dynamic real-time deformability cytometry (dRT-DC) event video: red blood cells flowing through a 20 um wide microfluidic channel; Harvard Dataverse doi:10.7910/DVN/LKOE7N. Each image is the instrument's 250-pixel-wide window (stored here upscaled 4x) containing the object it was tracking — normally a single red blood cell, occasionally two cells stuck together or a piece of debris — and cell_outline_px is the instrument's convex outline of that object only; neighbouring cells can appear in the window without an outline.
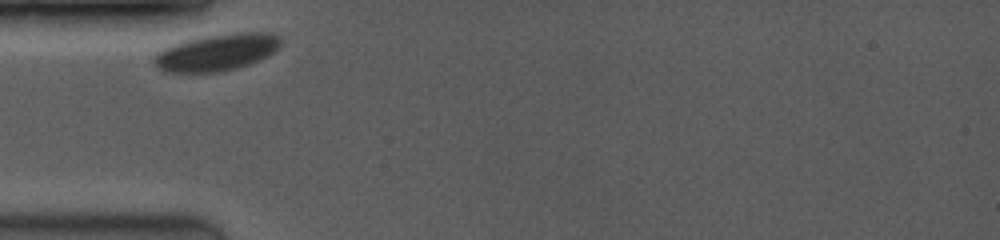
{"species": "common noctule bat (a hibernating species)", "species_latin": "Nyctalus noctula", "temperature_condition": "room temperature", "stored_images_in_passage": 20, "camera_frame_rate_fps": 3500, "um_per_image_px": 0.085, "animal": {"sex": "female", "body_mass_g": 19.0, "forearm_length_mm": 53.3}, "frame": {"image": 1, "passage_image": 1, "time_ms": 0.0, "image_size_px": [1000, 240], "cell_outline_px": [[280, 44], [268, 56], [248, 64], [236, 68], [220, 72], [160, 72], [152, 60], [156, 52], [172, 44], [184, 40], [208, 36], [236, 32], [272, 32], [280, 36]], "centroid_in_image_um": [18.38, 4.45], "position_along_channel_um": 66.6, "area_um2": 27.28}}
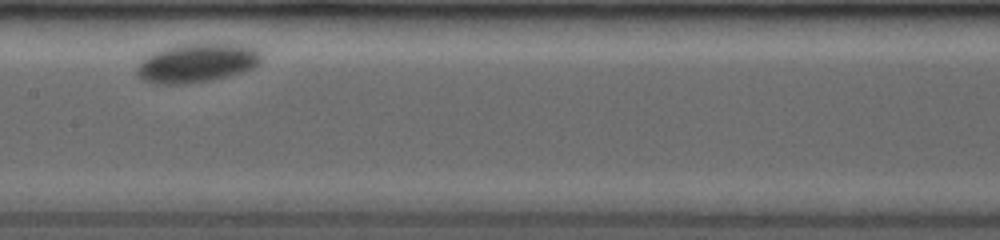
{"frame": {"image": 2, "passage_image": 9, "time_ms": 3.714, "image_size_px": [1000, 240], "cell_outline_px": [[260, 64], [252, 68], [228, 76], [212, 80], [184, 84], [152, 84], [140, 80], [136, 76], [136, 64], [144, 56], [152, 52], [176, 44], [240, 44], [260, 48]], "centroid_in_image_um": [16.67, 5.36], "position_along_channel_um": 190.7, "area_um2": 28.78}}
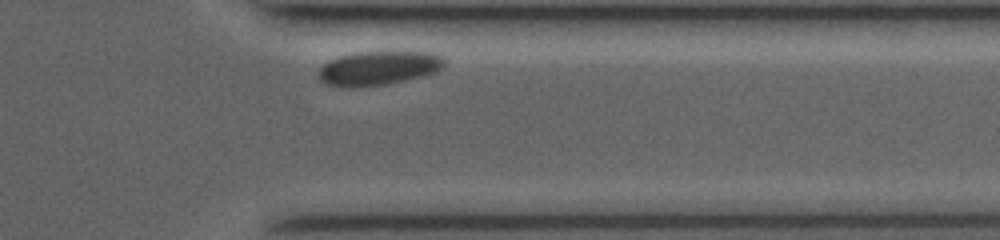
{"frame": {"image": 3, "passage_image": 20, "time_ms": 9.143, "image_size_px": [1000, 240], "cell_outline_px": [[448, 60], [440, 68], [424, 76], [388, 84], [356, 88], [348, 88], [324, 84], [316, 80], [316, 76], [320, 68], [328, 60], [352, 52], [432, 52]], "centroid_in_image_um": [32.09, 5.81], "position_along_channel_um": 379.3, "area_um2": 25.43}}